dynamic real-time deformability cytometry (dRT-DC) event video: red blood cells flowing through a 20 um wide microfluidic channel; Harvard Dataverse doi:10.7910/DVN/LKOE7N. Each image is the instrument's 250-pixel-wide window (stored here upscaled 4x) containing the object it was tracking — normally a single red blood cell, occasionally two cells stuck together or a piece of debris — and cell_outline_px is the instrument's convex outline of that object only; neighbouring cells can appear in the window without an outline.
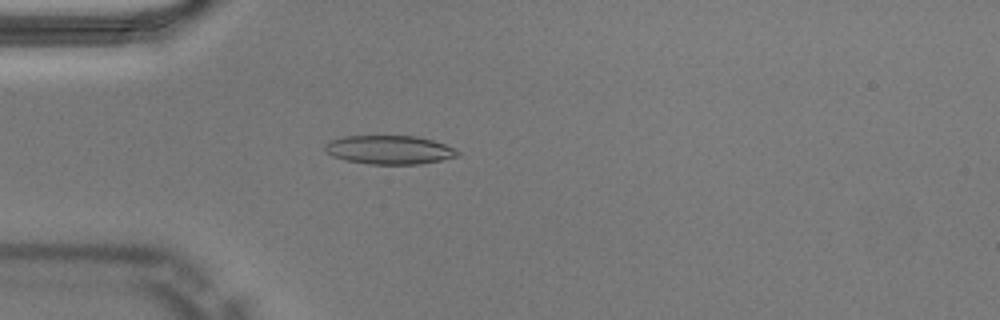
{"species": "Egyptian fruit bat (a non-hibernating species)", "species_latin": "Rousettus aegyptiacus", "temperature_condition": "warm", "stored_images_in_passage": 40, "camera_frame_rate_fps": 3000, "um_per_image_px": 0.085, "animal": {"sex": "male"}, "frame": {"image": 1, "passage_image": 4, "time_ms": 1.0, "image_size_px": [1000, 320], "cell_outline_px": [[460, 156], [420, 164], [368, 164], [348, 160], [332, 156], [324, 148], [332, 140], [344, 136], [416, 136], [432, 140], [444, 144], [460, 152]], "centroid_in_image_um": [33.13, 12.74], "position_along_channel_um": 51.9, "area_um2": 21.91}}
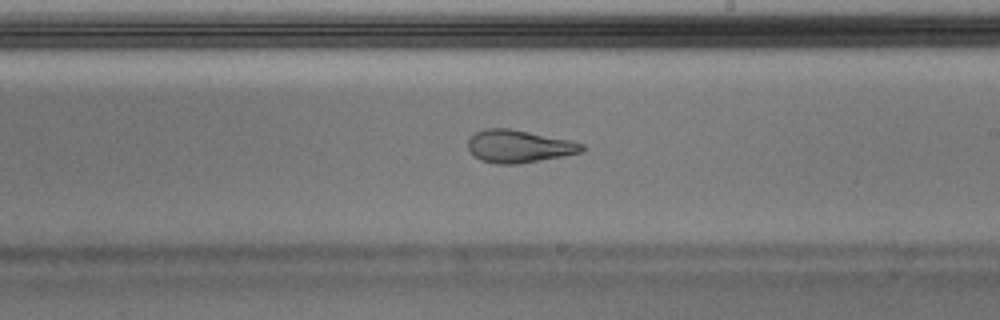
{"frame": {"image": 2, "passage_image": 19, "time_ms": 6.0, "image_size_px": [1000, 320], "cell_outline_px": [[584, 148], [580, 152], [520, 164], [496, 164], [480, 160], [468, 148], [468, 140], [476, 132], [484, 128], [508, 128], [568, 140], [584, 144]], "centroid_in_image_um": [44.06, 12.44], "position_along_channel_um": 244.9, "area_um2": 21.27}}
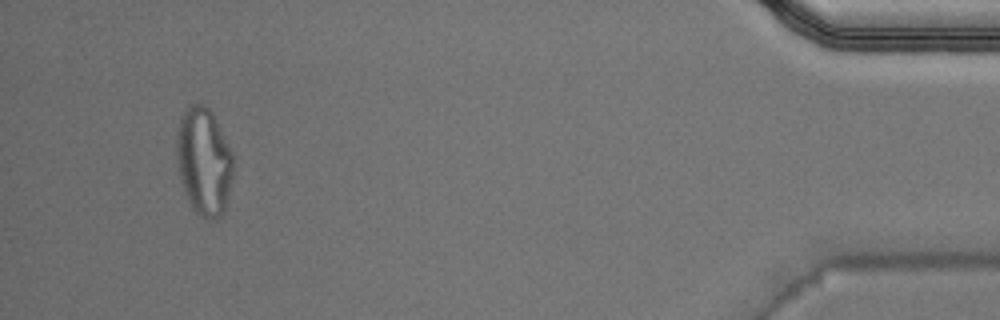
{"frame": {"image": 3, "passage_image": 37, "time_ms": 12.0, "image_size_px": [1000, 320], "cell_outline_px": [[232, 176], [224, 212], [216, 220], [208, 220], [200, 216], [192, 208], [188, 200], [180, 176], [176, 156], [176, 132], [180, 116], [192, 104], [204, 104], [212, 112], [232, 152]], "centroid_in_image_um": [17.32, 13.72], "position_along_channel_um": 417.9, "area_um2": 35.37}, "authors_computed_cell_mechanics": {"area_um2": 22.5709, "velocity_mm_per_s": 4.0338, "shape_relaxation_time_tau1_ms": 7.7879, "shape_relaxation_time_tau2_ms": 1.3924, "deformation_change_tau1": 0.2993, "deformation_change_tau2": 0.1119}}